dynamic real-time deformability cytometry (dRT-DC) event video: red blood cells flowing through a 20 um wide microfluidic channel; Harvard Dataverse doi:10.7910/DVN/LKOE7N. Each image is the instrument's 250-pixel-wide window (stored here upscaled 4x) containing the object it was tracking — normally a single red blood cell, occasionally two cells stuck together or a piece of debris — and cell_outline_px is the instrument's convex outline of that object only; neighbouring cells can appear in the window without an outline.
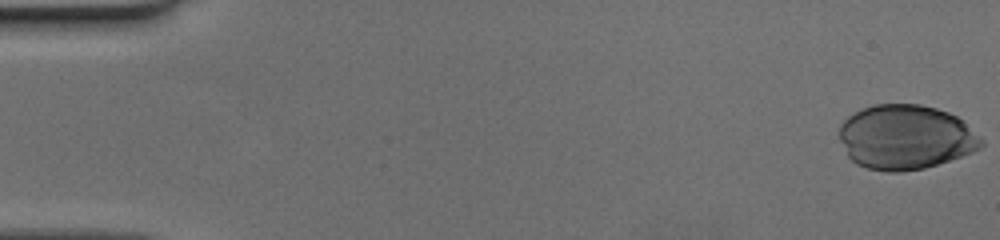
{"species": "human", "species_latin": "Homo sapiens", "temperature_condition": "cold", "stored_images_in_passage": 41, "camera_frame_rate_fps": 3000, "um_per_image_px": 0.085, "donor": {"sex": "female"}, "frame": {"image": 1, "passage_image": 1, "time_ms": 0.0, "image_size_px": [1000, 240], "cell_outline_px": [[984, 144], [980, 148], [972, 152], [924, 168], [900, 172], [884, 172], [868, 168], [856, 164], [848, 156], [840, 140], [840, 124], [848, 116], [860, 108], [872, 104], [920, 104], [936, 108], [948, 112], [964, 120], [984, 140]], "centroid_in_image_um": [76.98, 11.65], "position_along_channel_um": 8.0, "area_um2": 53.7}}
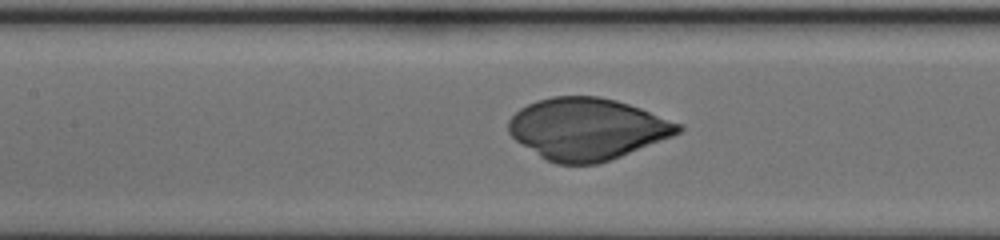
{"frame": {"image": 2, "passage_image": 24, "time_ms": 7.667, "image_size_px": [1000, 240], "cell_outline_px": [[684, 128], [680, 132], [672, 136], [620, 156], [596, 164], [556, 164], [540, 156], [516, 140], [508, 132], [508, 120], [520, 108], [536, 100], [552, 96], [600, 96], [616, 100], [640, 108], [684, 124]], "centroid_in_image_um": [49.91, 10.94], "position_along_channel_um": 157.5, "area_um2": 60.75}}